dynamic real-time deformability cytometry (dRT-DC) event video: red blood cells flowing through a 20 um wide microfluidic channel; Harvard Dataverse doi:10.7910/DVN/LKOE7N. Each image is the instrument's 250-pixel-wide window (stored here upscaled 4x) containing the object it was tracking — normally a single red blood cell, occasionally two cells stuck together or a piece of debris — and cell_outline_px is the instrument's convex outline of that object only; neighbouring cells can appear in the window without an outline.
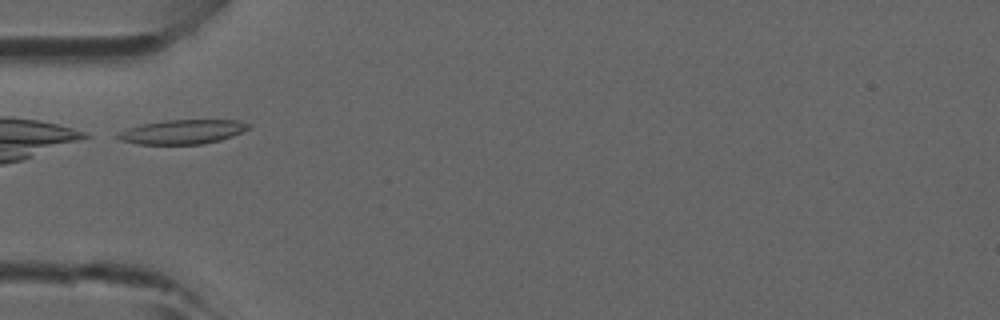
{"species": "common noctule bat (a hibernating species)", "species_latin": "Nyctalus noctula", "temperature_condition": "room temperature", "stored_images_in_passage": 6, "camera_frame_rate_fps": 3000, "um_per_image_px": 0.085, "animal": {"sex": "male", "forearm_length_mm": 52.5}, "frame": {"image": 1, "passage_image": 5, "time_ms": 1.333, "image_size_px": [1000, 320], "cell_outline_px": [[252, 124], [248, 128], [232, 136], [220, 140], [200, 144], [140, 144], [120, 140], [116, 136], [120, 132], [128, 128], [144, 124], [164, 120], [240, 120]], "centroid_in_image_um": [15.54, 11.2], "position_along_channel_um": 69.5, "area_um2": 18.26}}
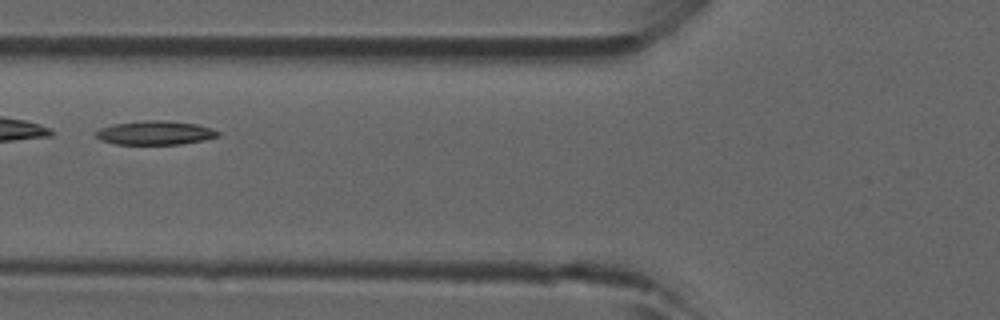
{"frame": {"image": 2, "passage_image": 6, "time_ms": 1.667, "image_size_px": [1000, 320], "cell_outline_px": [[220, 136], [204, 140], [180, 144], [116, 144], [100, 140], [96, 136], [96, 132], [100, 128], [116, 124], [144, 120], [164, 120], [196, 124], [212, 128], [220, 132]], "centroid_in_image_um": [13.22, 11.29], "position_along_channel_um": 112.6, "area_um2": 16.94}}